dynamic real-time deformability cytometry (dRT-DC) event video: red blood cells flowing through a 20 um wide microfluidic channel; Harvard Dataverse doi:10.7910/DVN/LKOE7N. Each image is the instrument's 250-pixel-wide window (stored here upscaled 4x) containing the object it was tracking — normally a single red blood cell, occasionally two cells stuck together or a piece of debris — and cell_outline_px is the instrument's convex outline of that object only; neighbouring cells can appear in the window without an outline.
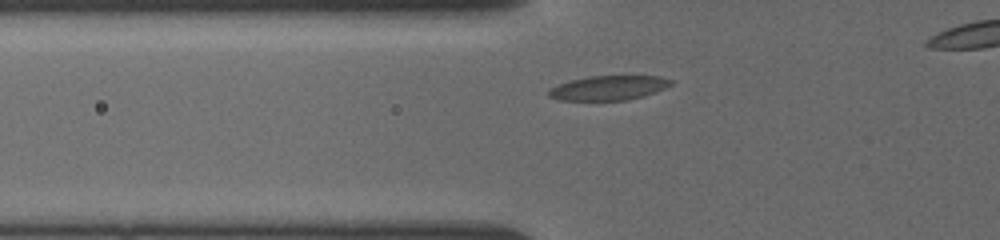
{"species": "common noctule bat (a hibernating species)", "species_latin": "Nyctalus noctula", "temperature_condition": "cold", "stored_images_in_passage": 5, "segment_of_instrument_passage": [1, 2], "camera_frame_rate_fps": 3000, "um_per_image_px": 0.085, "animal": {"sex": "female", "body_mass_g": 19.5, "forearm_length_mm": 54.1}, "frame": {"image": 1, "passage_image": 3, "time_ms": 1.333, "image_size_px": [1000, 240], "cell_outline_px": [[672, 84], [656, 92], [644, 96], [624, 100], [560, 100], [548, 96], [548, 92], [552, 88], [568, 80], [588, 76], [660, 76], [672, 80]], "centroid_in_image_um": [51.74, 7.46], "position_along_channel_um": 74.1, "area_um2": 17.34}}